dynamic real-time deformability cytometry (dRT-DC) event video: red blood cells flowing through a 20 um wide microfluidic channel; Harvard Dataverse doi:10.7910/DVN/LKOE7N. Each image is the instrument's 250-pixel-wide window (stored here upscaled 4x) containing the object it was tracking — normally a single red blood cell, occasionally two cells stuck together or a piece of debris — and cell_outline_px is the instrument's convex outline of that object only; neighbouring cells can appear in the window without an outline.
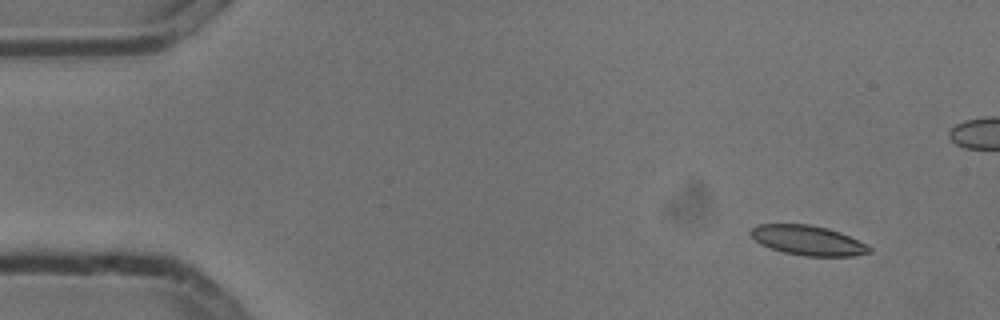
{"species": "common noctule bat (a hibernating species)", "species_latin": "Nyctalus noctula", "temperature_condition": "cold", "stored_images_in_passage": 5, "camera_frame_rate_fps": 3000, "um_per_image_px": 0.085, "animal": {"sex": "male", "body_mass_g": 13.3}, "frame": {"image": 1, "passage_image": 1, "time_ms": 0.0, "image_size_px": [1000, 320], "cell_outline_px": [[872, 252], [856, 256], [804, 256], [784, 252], [760, 244], [748, 232], [756, 224], [812, 224], [828, 228], [840, 232], [872, 248]], "centroid_in_image_um": [68.66, 20.43], "position_along_channel_um": 16.3, "area_um2": 20.52}}